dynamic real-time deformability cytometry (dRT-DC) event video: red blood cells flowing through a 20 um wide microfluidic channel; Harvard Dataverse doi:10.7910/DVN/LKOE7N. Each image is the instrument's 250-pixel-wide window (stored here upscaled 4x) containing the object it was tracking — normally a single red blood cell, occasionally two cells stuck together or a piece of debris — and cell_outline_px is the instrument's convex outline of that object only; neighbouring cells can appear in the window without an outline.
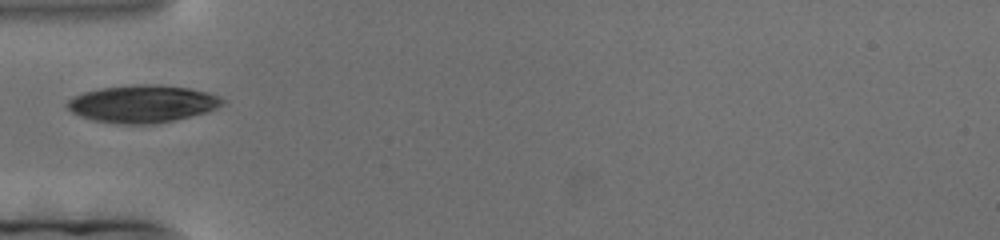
{"species": "human", "species_latin": "Homo sapiens", "temperature_condition": "cold", "stored_images_in_passage": 39, "camera_frame_rate_fps": 3000, "um_per_image_px": 0.085, "donor": {"sex": "female"}, "frame": {"image": 1, "passage_image": 1, "time_ms": 0.0, "image_size_px": [1000, 240], "cell_outline_px": [[224, 100], [216, 108], [204, 112], [172, 120], [152, 124], [124, 124], [96, 120], [80, 116], [72, 112], [64, 104], [72, 96], [84, 92], [100, 88], [140, 84], [160, 84], [188, 88], [208, 92], [220, 96]], "centroid_in_image_um": [12.07, 8.81], "position_along_channel_um": 72.9, "area_um2": 33.52}}